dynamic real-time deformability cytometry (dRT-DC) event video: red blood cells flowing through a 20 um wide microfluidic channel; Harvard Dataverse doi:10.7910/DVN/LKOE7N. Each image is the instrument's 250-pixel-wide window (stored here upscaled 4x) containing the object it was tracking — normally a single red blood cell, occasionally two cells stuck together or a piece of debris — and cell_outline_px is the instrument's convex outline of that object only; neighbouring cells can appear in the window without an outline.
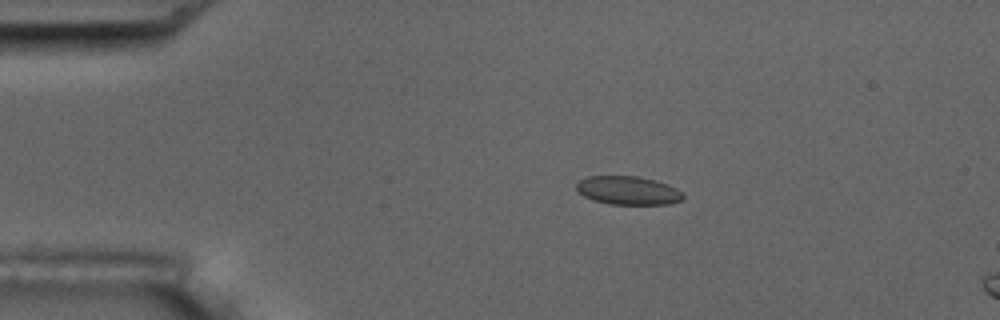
{"species": "common noctule bat (a hibernating species)", "species_latin": "Nyctalus noctula", "temperature_condition": "room temperature", "stored_images_in_passage": 4, "camera_frame_rate_fps": 3000, "um_per_image_px": 0.085, "animal": {"sex": "male", "body_mass_g": 17.5, "forearm_length_mm": 52.3}, "frame": {"image": 1, "passage_image": 3, "time_ms": 2.333, "image_size_px": [1000, 320], "cell_outline_px": [[684, 196], [680, 200], [668, 204], [612, 204], [596, 200], [584, 196], [576, 188], [576, 184], [580, 180], [588, 176], [636, 176], [668, 184], [684, 192]], "centroid_in_image_um": [53.4, 16.18], "position_along_channel_um": 31.6, "area_um2": 17.46}}